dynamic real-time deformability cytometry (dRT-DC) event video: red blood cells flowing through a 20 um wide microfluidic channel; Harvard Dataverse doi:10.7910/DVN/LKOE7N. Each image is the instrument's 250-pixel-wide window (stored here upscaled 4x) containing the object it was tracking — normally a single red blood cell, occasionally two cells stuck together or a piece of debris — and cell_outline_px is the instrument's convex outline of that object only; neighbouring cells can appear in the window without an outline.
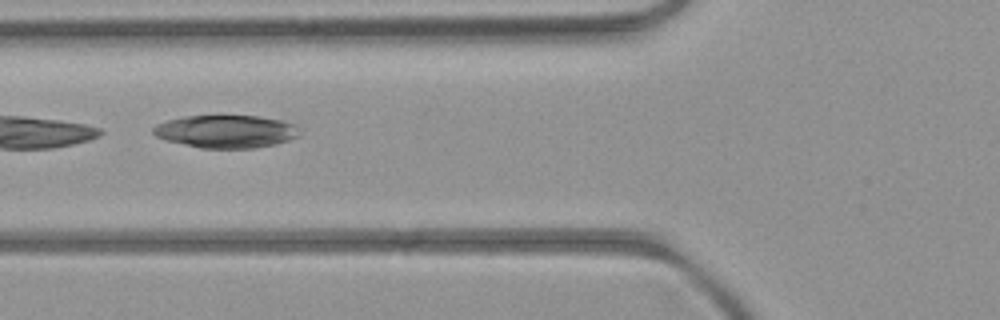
{"species": "common noctule bat (a hibernating species)", "species_latin": "Nyctalus noctula", "temperature_condition": "room temperature", "stored_images_in_passage": 5, "camera_frame_rate_fps": 3000, "um_per_image_px": 0.085, "animal": {"sex": "female", "body_mass_g": 21.9}, "frame": {"image": 1, "passage_image": 4, "time_ms": 3.667, "image_size_px": [1000, 320], "cell_outline_px": [[300, 136], [276, 144], [256, 148], [200, 148], [168, 140], [156, 136], [152, 132], [152, 128], [156, 124], [168, 120], [184, 116], [256, 116], [280, 120], [296, 124], [300, 132]], "centroid_in_image_um": [19.24, 11.17], "position_along_channel_um": 106.6, "area_um2": 27.92}}
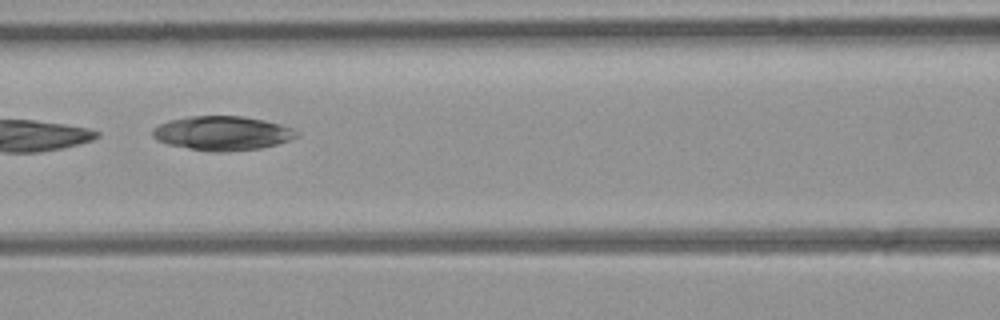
{"frame": {"image": 2, "passage_image": 5, "time_ms": 4.667, "image_size_px": [1000, 320], "cell_outline_px": [[300, 136], [276, 144], [260, 148], [228, 152], [212, 152], [188, 148], [168, 144], [156, 140], [152, 136], [152, 128], [160, 124], [172, 120], [192, 116], [244, 116], [264, 120], [280, 124], [292, 128], [300, 132]], "centroid_in_image_um": [18.92, 11.33], "position_along_channel_um": 147.7, "area_um2": 28.73}}